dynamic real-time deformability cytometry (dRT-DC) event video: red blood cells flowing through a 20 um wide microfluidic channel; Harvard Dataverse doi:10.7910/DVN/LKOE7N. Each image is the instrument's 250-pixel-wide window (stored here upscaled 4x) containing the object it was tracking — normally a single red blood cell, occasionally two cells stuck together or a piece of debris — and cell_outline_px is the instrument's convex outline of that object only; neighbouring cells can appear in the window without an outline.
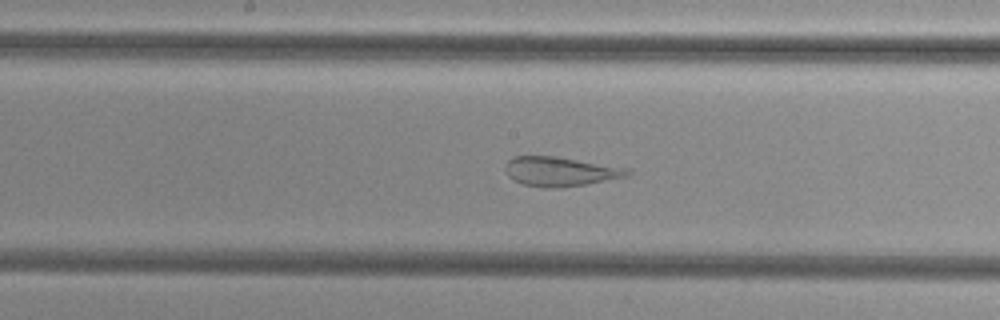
{"species": "common noctule bat (a hibernating species)", "species_latin": "Nyctalus noctula", "temperature_condition": "cold", "stored_images_in_passage": 35, "camera_frame_rate_fps": 3000, "um_per_image_px": 0.085, "animal": {"sex": "female", "body_mass_g": 29.2, "forearm_length_mm": 56.3}, "frame": {"image": 1, "passage_image": 28, "time_ms": 9.0, "image_size_px": [1000, 320], "cell_outline_px": [[632, 172], [628, 176], [584, 184], [560, 188], [544, 188], [524, 184], [512, 180], [508, 176], [504, 168], [508, 160], [512, 156], [556, 156], [628, 168]], "centroid_in_image_um": [47.59, 14.57], "position_along_channel_um": 200.6, "area_um2": 20.92}}
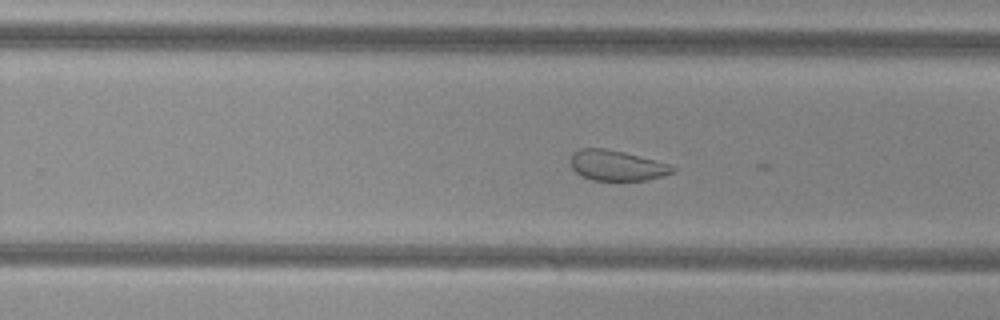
{"frame": {"image": 2, "passage_image": 34, "time_ms": 11.0, "image_size_px": [1000, 320], "cell_outline_px": [[676, 172], [664, 176], [648, 180], [592, 180], [580, 176], [572, 168], [572, 152], [580, 148], [604, 148], [624, 152], [656, 160], [668, 164], [676, 168]], "centroid_in_image_um": [52.45, 14.07], "position_along_channel_um": 277.4, "area_um2": 18.15}}